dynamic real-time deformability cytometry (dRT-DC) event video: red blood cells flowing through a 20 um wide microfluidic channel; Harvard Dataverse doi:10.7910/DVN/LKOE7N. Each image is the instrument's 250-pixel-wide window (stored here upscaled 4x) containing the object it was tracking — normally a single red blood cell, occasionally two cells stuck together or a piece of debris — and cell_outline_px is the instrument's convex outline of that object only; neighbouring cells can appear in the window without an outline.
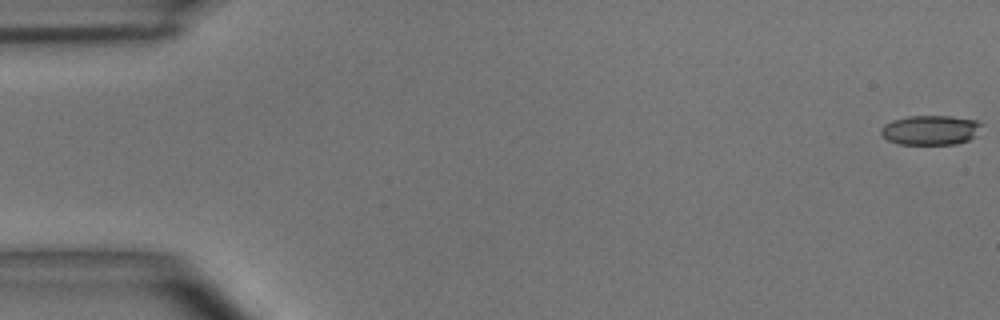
{"species": "common noctule bat (a hibernating species)", "species_latin": "Nyctalus noctula", "temperature_condition": "room temperature", "stored_images_in_passage": 46, "camera_frame_rate_fps": 3000, "um_per_image_px": 0.085, "animal": {"sex": "male", "body_mass_g": 15.6}, "frame": {"image": 1, "passage_image": 1, "time_ms": 0.0, "image_size_px": [1000, 320], "cell_outline_px": [[984, 124], [968, 140], [956, 144], [900, 144], [888, 140], [880, 132], [880, 128], [884, 124], [892, 120], [908, 116], [952, 116], [980, 120]], "centroid_in_image_um": [79.09, 11.04], "position_along_channel_um": 5.9, "area_um2": 17.4}}
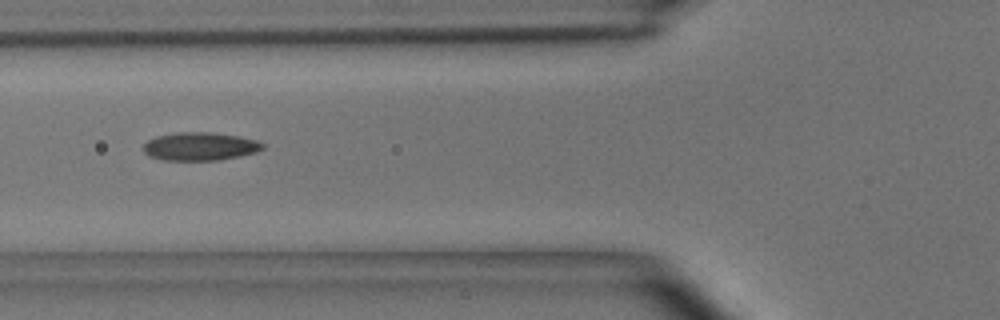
{"frame": {"image": 2, "passage_image": 19, "time_ms": 6.0, "image_size_px": [1000, 320], "cell_outline_px": [[264, 148], [256, 152], [240, 156], [220, 160], [164, 160], [148, 156], [144, 152], [144, 144], [148, 140], [156, 136], [180, 132], [212, 132], [240, 136], [256, 140], [264, 144]], "centroid_in_image_um": [17.01, 12.44], "position_along_channel_um": 108.8, "area_um2": 19.65}}
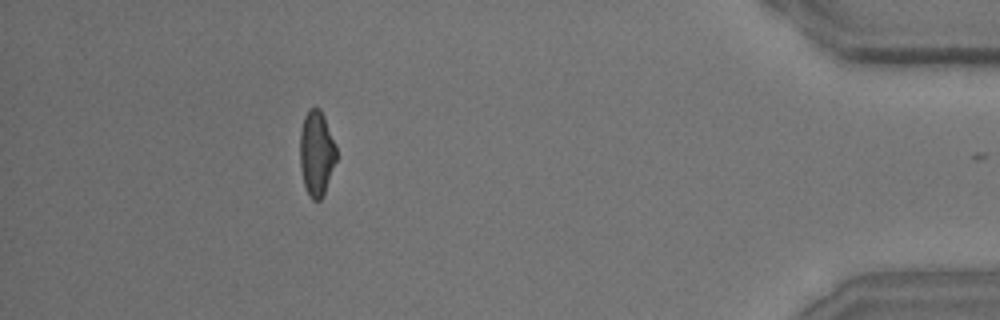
{"frame": {"image": 3, "passage_image": 45, "time_ms": 14.667, "image_size_px": [1000, 320], "cell_outline_px": [[336, 160], [324, 192], [320, 200], [312, 200], [304, 184], [300, 168], [300, 132], [304, 116], [308, 108], [320, 108], [324, 116], [336, 148]], "centroid_in_image_um": [26.88, 13.0], "position_along_channel_um": 408.3, "area_um2": 17.8}, "authors_computed_cell_mechanics": {"area_um2": 18.6694, "velocity_mm_per_s": 4.0717, "shape_relaxation_time_tau1_ms": 4.2468, "shape_relaxation_time_tau2_ms": 2.1125, "deformation_change_tau1": 0.1625, "deformation_change_tau2": 0.1036}}